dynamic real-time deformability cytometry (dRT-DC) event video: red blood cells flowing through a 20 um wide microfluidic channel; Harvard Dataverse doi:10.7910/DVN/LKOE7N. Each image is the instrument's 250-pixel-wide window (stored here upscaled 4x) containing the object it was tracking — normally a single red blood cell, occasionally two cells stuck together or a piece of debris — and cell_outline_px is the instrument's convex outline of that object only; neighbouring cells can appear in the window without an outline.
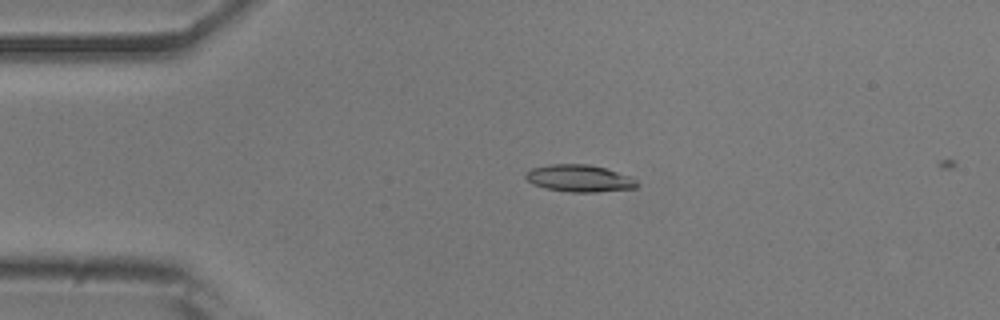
{"species": "common noctule bat (a hibernating species)", "species_latin": "Nyctalus noctula", "temperature_condition": "room temperature", "stored_images_in_passage": 15, "camera_frame_rate_fps": 3000, "um_per_image_px": 0.085, "animal": {"sex": "male", "body_mass_g": 20.5, "forearm_length_mm": 52.5}, "frame": {"image": 1, "passage_image": 12, "time_ms": 3.667, "image_size_px": [1000, 320], "cell_outline_px": [[640, 184], [636, 188], [596, 192], [568, 192], [548, 188], [532, 184], [524, 176], [524, 172], [532, 168], [548, 164], [588, 164], [604, 168], [632, 176]], "centroid_in_image_um": [49.25, 15.15], "position_along_channel_um": 35.7, "area_um2": 17.69}}